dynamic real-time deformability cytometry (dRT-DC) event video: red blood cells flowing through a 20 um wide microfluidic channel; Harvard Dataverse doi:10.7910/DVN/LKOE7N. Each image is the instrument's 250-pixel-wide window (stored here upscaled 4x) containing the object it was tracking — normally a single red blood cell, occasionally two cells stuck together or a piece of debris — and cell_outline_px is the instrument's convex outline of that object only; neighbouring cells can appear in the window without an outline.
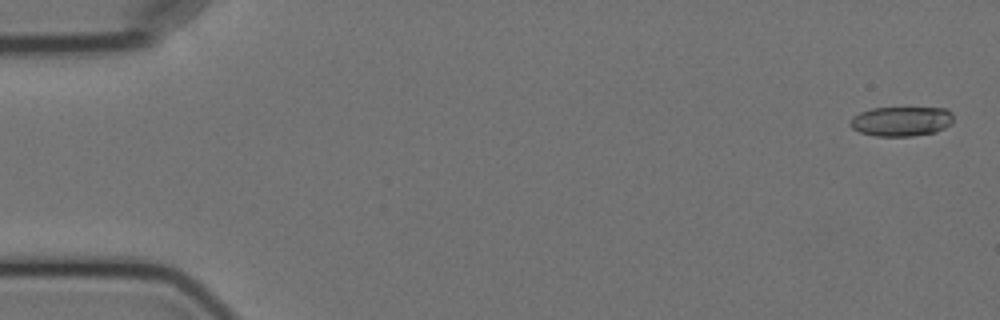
{"species": "Egyptian fruit bat (a non-hibernating species)", "species_latin": "Rousettus aegyptiacus", "temperature_condition": "cold", "stored_images_in_passage": 4, "camera_frame_rate_fps": 3000, "um_per_image_px": 0.085, "animal": {"sex": "female"}, "frame": {"image": 1, "passage_image": 1, "time_ms": 0.0, "image_size_px": [1000, 320], "cell_outline_px": [[952, 124], [936, 132], [912, 136], [876, 136], [860, 132], [852, 128], [848, 124], [852, 116], [860, 112], [872, 108], [948, 108], [952, 112]], "centroid_in_image_um": [76.61, 10.31], "position_along_channel_um": 8.4, "area_um2": 17.98}}
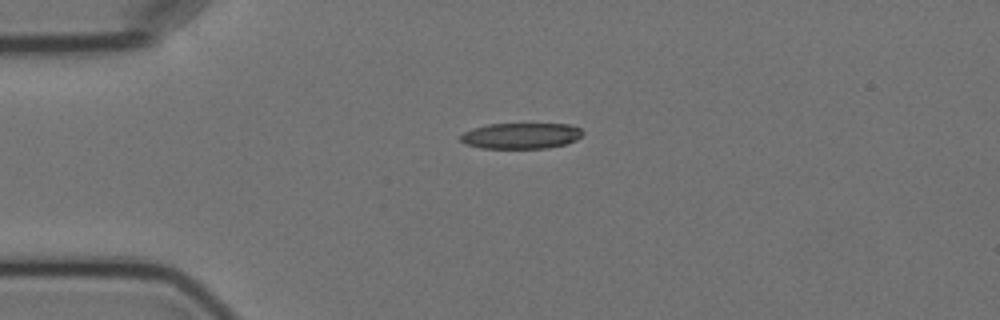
{"frame": {"image": 2, "passage_image": 4, "time_ms": 4.0, "image_size_px": [1000, 320], "cell_outline_px": [[584, 132], [576, 140], [564, 144], [548, 148], [480, 148], [464, 144], [460, 140], [460, 136], [464, 132], [472, 128], [488, 124], [568, 124], [580, 128]], "centroid_in_image_um": [44.26, 11.54], "position_along_channel_um": 40.7, "area_um2": 18.44}}